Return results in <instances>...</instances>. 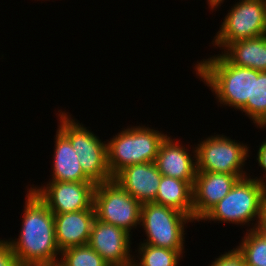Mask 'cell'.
Here are the masks:
<instances>
[{
  "label": "cell",
  "instance_id": "obj_20",
  "mask_svg": "<svg viewBox=\"0 0 266 266\" xmlns=\"http://www.w3.org/2000/svg\"><path fill=\"white\" fill-rule=\"evenodd\" d=\"M138 255L137 257L140 262L133 259L132 264L134 266H177L181 260L180 258H183V250H171L148 244H140Z\"/></svg>",
  "mask_w": 266,
  "mask_h": 266
},
{
  "label": "cell",
  "instance_id": "obj_6",
  "mask_svg": "<svg viewBox=\"0 0 266 266\" xmlns=\"http://www.w3.org/2000/svg\"><path fill=\"white\" fill-rule=\"evenodd\" d=\"M194 220L175 209L154 202L141 204L140 226L145 233L141 244L184 250L185 224Z\"/></svg>",
  "mask_w": 266,
  "mask_h": 266
},
{
  "label": "cell",
  "instance_id": "obj_18",
  "mask_svg": "<svg viewBox=\"0 0 266 266\" xmlns=\"http://www.w3.org/2000/svg\"><path fill=\"white\" fill-rule=\"evenodd\" d=\"M193 183L162 175L155 202L193 219Z\"/></svg>",
  "mask_w": 266,
  "mask_h": 266
},
{
  "label": "cell",
  "instance_id": "obj_24",
  "mask_svg": "<svg viewBox=\"0 0 266 266\" xmlns=\"http://www.w3.org/2000/svg\"><path fill=\"white\" fill-rule=\"evenodd\" d=\"M0 266H21L7 240L0 239Z\"/></svg>",
  "mask_w": 266,
  "mask_h": 266
},
{
  "label": "cell",
  "instance_id": "obj_11",
  "mask_svg": "<svg viewBox=\"0 0 266 266\" xmlns=\"http://www.w3.org/2000/svg\"><path fill=\"white\" fill-rule=\"evenodd\" d=\"M130 238L131 234L123 228L95 218L88 245L110 266H130L134 258L130 254Z\"/></svg>",
  "mask_w": 266,
  "mask_h": 266
},
{
  "label": "cell",
  "instance_id": "obj_16",
  "mask_svg": "<svg viewBox=\"0 0 266 266\" xmlns=\"http://www.w3.org/2000/svg\"><path fill=\"white\" fill-rule=\"evenodd\" d=\"M52 179L62 182H92L83 172L69 139L58 129L55 137Z\"/></svg>",
  "mask_w": 266,
  "mask_h": 266
},
{
  "label": "cell",
  "instance_id": "obj_27",
  "mask_svg": "<svg viewBox=\"0 0 266 266\" xmlns=\"http://www.w3.org/2000/svg\"><path fill=\"white\" fill-rule=\"evenodd\" d=\"M207 4H209V7L211 10H214L218 6H221V3L224 2V0H207Z\"/></svg>",
  "mask_w": 266,
  "mask_h": 266
},
{
  "label": "cell",
  "instance_id": "obj_1",
  "mask_svg": "<svg viewBox=\"0 0 266 266\" xmlns=\"http://www.w3.org/2000/svg\"><path fill=\"white\" fill-rule=\"evenodd\" d=\"M27 192L19 238L7 242L21 266L59 263L54 214L34 191Z\"/></svg>",
  "mask_w": 266,
  "mask_h": 266
},
{
  "label": "cell",
  "instance_id": "obj_26",
  "mask_svg": "<svg viewBox=\"0 0 266 266\" xmlns=\"http://www.w3.org/2000/svg\"><path fill=\"white\" fill-rule=\"evenodd\" d=\"M256 230L266 238V205L263 208Z\"/></svg>",
  "mask_w": 266,
  "mask_h": 266
},
{
  "label": "cell",
  "instance_id": "obj_9",
  "mask_svg": "<svg viewBox=\"0 0 266 266\" xmlns=\"http://www.w3.org/2000/svg\"><path fill=\"white\" fill-rule=\"evenodd\" d=\"M228 11L212 40L213 46L225 49L230 43L266 34V0H239Z\"/></svg>",
  "mask_w": 266,
  "mask_h": 266
},
{
  "label": "cell",
  "instance_id": "obj_2",
  "mask_svg": "<svg viewBox=\"0 0 266 266\" xmlns=\"http://www.w3.org/2000/svg\"><path fill=\"white\" fill-rule=\"evenodd\" d=\"M197 63L196 75L210 87L220 104L241 110L252 102V68L233 65L222 54Z\"/></svg>",
  "mask_w": 266,
  "mask_h": 266
},
{
  "label": "cell",
  "instance_id": "obj_10",
  "mask_svg": "<svg viewBox=\"0 0 266 266\" xmlns=\"http://www.w3.org/2000/svg\"><path fill=\"white\" fill-rule=\"evenodd\" d=\"M94 182L50 181L46 186L31 187L53 214L89 209L94 203Z\"/></svg>",
  "mask_w": 266,
  "mask_h": 266
},
{
  "label": "cell",
  "instance_id": "obj_17",
  "mask_svg": "<svg viewBox=\"0 0 266 266\" xmlns=\"http://www.w3.org/2000/svg\"><path fill=\"white\" fill-rule=\"evenodd\" d=\"M222 55L233 65L266 71V34L230 43Z\"/></svg>",
  "mask_w": 266,
  "mask_h": 266
},
{
  "label": "cell",
  "instance_id": "obj_8",
  "mask_svg": "<svg viewBox=\"0 0 266 266\" xmlns=\"http://www.w3.org/2000/svg\"><path fill=\"white\" fill-rule=\"evenodd\" d=\"M96 218L128 233L140 225L141 203L114 179L98 183L94 190Z\"/></svg>",
  "mask_w": 266,
  "mask_h": 266
},
{
  "label": "cell",
  "instance_id": "obj_3",
  "mask_svg": "<svg viewBox=\"0 0 266 266\" xmlns=\"http://www.w3.org/2000/svg\"><path fill=\"white\" fill-rule=\"evenodd\" d=\"M261 176L251 179L247 176L239 179L230 192L219 201L201 220L224 221L236 225H249L255 221L257 229L259 219L266 205V181Z\"/></svg>",
  "mask_w": 266,
  "mask_h": 266
},
{
  "label": "cell",
  "instance_id": "obj_19",
  "mask_svg": "<svg viewBox=\"0 0 266 266\" xmlns=\"http://www.w3.org/2000/svg\"><path fill=\"white\" fill-rule=\"evenodd\" d=\"M259 128H266V71L253 69L252 102L241 109Z\"/></svg>",
  "mask_w": 266,
  "mask_h": 266
},
{
  "label": "cell",
  "instance_id": "obj_7",
  "mask_svg": "<svg viewBox=\"0 0 266 266\" xmlns=\"http://www.w3.org/2000/svg\"><path fill=\"white\" fill-rule=\"evenodd\" d=\"M248 148L247 145L224 135L208 136L194 148L197 171L235 174L240 179L247 177L243 166L249 157Z\"/></svg>",
  "mask_w": 266,
  "mask_h": 266
},
{
  "label": "cell",
  "instance_id": "obj_14",
  "mask_svg": "<svg viewBox=\"0 0 266 266\" xmlns=\"http://www.w3.org/2000/svg\"><path fill=\"white\" fill-rule=\"evenodd\" d=\"M175 141L171 136H166L161 142L155 160L158 171L167 177L194 182L197 174L196 150L193 149L191 157L190 150Z\"/></svg>",
  "mask_w": 266,
  "mask_h": 266
},
{
  "label": "cell",
  "instance_id": "obj_22",
  "mask_svg": "<svg viewBox=\"0 0 266 266\" xmlns=\"http://www.w3.org/2000/svg\"><path fill=\"white\" fill-rule=\"evenodd\" d=\"M60 255L61 266H110L88 244L64 249Z\"/></svg>",
  "mask_w": 266,
  "mask_h": 266
},
{
  "label": "cell",
  "instance_id": "obj_15",
  "mask_svg": "<svg viewBox=\"0 0 266 266\" xmlns=\"http://www.w3.org/2000/svg\"><path fill=\"white\" fill-rule=\"evenodd\" d=\"M95 218L94 205L77 212L54 214L55 237L59 250L87 245Z\"/></svg>",
  "mask_w": 266,
  "mask_h": 266
},
{
  "label": "cell",
  "instance_id": "obj_25",
  "mask_svg": "<svg viewBox=\"0 0 266 266\" xmlns=\"http://www.w3.org/2000/svg\"><path fill=\"white\" fill-rule=\"evenodd\" d=\"M257 159L258 160V166L262 168L264 173L266 172V140L262 141L261 146L259 145V150L257 152ZM265 179H266V173H265Z\"/></svg>",
  "mask_w": 266,
  "mask_h": 266
},
{
  "label": "cell",
  "instance_id": "obj_4",
  "mask_svg": "<svg viewBox=\"0 0 266 266\" xmlns=\"http://www.w3.org/2000/svg\"><path fill=\"white\" fill-rule=\"evenodd\" d=\"M167 134L145 126H133L113 136L107 143V163L114 177L123 168L155 162L161 142Z\"/></svg>",
  "mask_w": 266,
  "mask_h": 266
},
{
  "label": "cell",
  "instance_id": "obj_28",
  "mask_svg": "<svg viewBox=\"0 0 266 266\" xmlns=\"http://www.w3.org/2000/svg\"><path fill=\"white\" fill-rule=\"evenodd\" d=\"M43 266H61L59 263L56 264H49V265H43Z\"/></svg>",
  "mask_w": 266,
  "mask_h": 266
},
{
  "label": "cell",
  "instance_id": "obj_21",
  "mask_svg": "<svg viewBox=\"0 0 266 266\" xmlns=\"http://www.w3.org/2000/svg\"><path fill=\"white\" fill-rule=\"evenodd\" d=\"M245 236L236 248L243 255L248 266H266V238L256 229L246 230Z\"/></svg>",
  "mask_w": 266,
  "mask_h": 266
},
{
  "label": "cell",
  "instance_id": "obj_5",
  "mask_svg": "<svg viewBox=\"0 0 266 266\" xmlns=\"http://www.w3.org/2000/svg\"><path fill=\"white\" fill-rule=\"evenodd\" d=\"M58 129L69 139L84 174L95 184L113 179L107 163V143L61 111Z\"/></svg>",
  "mask_w": 266,
  "mask_h": 266
},
{
  "label": "cell",
  "instance_id": "obj_12",
  "mask_svg": "<svg viewBox=\"0 0 266 266\" xmlns=\"http://www.w3.org/2000/svg\"><path fill=\"white\" fill-rule=\"evenodd\" d=\"M240 178L235 174L197 171L193 183V220L201 219L221 201Z\"/></svg>",
  "mask_w": 266,
  "mask_h": 266
},
{
  "label": "cell",
  "instance_id": "obj_13",
  "mask_svg": "<svg viewBox=\"0 0 266 266\" xmlns=\"http://www.w3.org/2000/svg\"><path fill=\"white\" fill-rule=\"evenodd\" d=\"M162 174L155 162L127 166L113 179L141 204L155 202Z\"/></svg>",
  "mask_w": 266,
  "mask_h": 266
},
{
  "label": "cell",
  "instance_id": "obj_23",
  "mask_svg": "<svg viewBox=\"0 0 266 266\" xmlns=\"http://www.w3.org/2000/svg\"><path fill=\"white\" fill-rule=\"evenodd\" d=\"M209 266H246L243 255L237 248L224 252Z\"/></svg>",
  "mask_w": 266,
  "mask_h": 266
}]
</instances>
